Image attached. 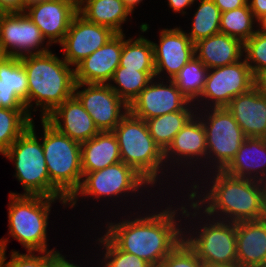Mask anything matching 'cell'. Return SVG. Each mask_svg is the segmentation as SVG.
Instances as JSON below:
<instances>
[{"label": "cell", "mask_w": 266, "mask_h": 267, "mask_svg": "<svg viewBox=\"0 0 266 267\" xmlns=\"http://www.w3.org/2000/svg\"><path fill=\"white\" fill-rule=\"evenodd\" d=\"M216 174L212 179L211 189L205 190V193L198 195V184L191 187L193 190L189 194V201L191 202L192 212H188L186 206L181 205V214L184 218L191 216L197 217V211L201 210L203 206V213L206 216H214L218 220L229 221L232 223H239L244 221L261 220L266 218V194L263 182L246 179L241 177H234L223 170H215ZM198 196V198H197ZM198 200H196V199ZM195 200V201H194ZM204 204V205H203ZM207 204V205H205ZM220 212V214H219ZM220 216V217H219Z\"/></svg>", "instance_id": "6da1fadb"}, {"label": "cell", "mask_w": 266, "mask_h": 267, "mask_svg": "<svg viewBox=\"0 0 266 267\" xmlns=\"http://www.w3.org/2000/svg\"><path fill=\"white\" fill-rule=\"evenodd\" d=\"M178 209L181 210L180 208L172 210L168 206L165 210L148 216L146 214L144 217L139 216L132 220L122 219V222H114L115 224L109 222L104 235L119 250L134 254L153 267H158L184 239L182 225H178L175 219Z\"/></svg>", "instance_id": "7a4b0ae2"}, {"label": "cell", "mask_w": 266, "mask_h": 267, "mask_svg": "<svg viewBox=\"0 0 266 267\" xmlns=\"http://www.w3.org/2000/svg\"><path fill=\"white\" fill-rule=\"evenodd\" d=\"M28 78V114L32 101L41 107L44 119L57 106L74 95L75 72L51 51L20 58ZM30 108V109H29Z\"/></svg>", "instance_id": "3957f363"}, {"label": "cell", "mask_w": 266, "mask_h": 267, "mask_svg": "<svg viewBox=\"0 0 266 267\" xmlns=\"http://www.w3.org/2000/svg\"><path fill=\"white\" fill-rule=\"evenodd\" d=\"M59 199L67 205V198L41 195L9 194V235L17 239L27 252L54 251L47 248L48 216L51 203ZM48 249V250H47Z\"/></svg>", "instance_id": "277c9868"}, {"label": "cell", "mask_w": 266, "mask_h": 267, "mask_svg": "<svg viewBox=\"0 0 266 267\" xmlns=\"http://www.w3.org/2000/svg\"><path fill=\"white\" fill-rule=\"evenodd\" d=\"M112 132L119 145L121 161L154 186L164 169L165 159L164 151L150 135L146 121L128 112Z\"/></svg>", "instance_id": "5b68a950"}, {"label": "cell", "mask_w": 266, "mask_h": 267, "mask_svg": "<svg viewBox=\"0 0 266 267\" xmlns=\"http://www.w3.org/2000/svg\"><path fill=\"white\" fill-rule=\"evenodd\" d=\"M43 153L50 182L69 200L83 180L81 143L57 131L45 119Z\"/></svg>", "instance_id": "8992f818"}, {"label": "cell", "mask_w": 266, "mask_h": 267, "mask_svg": "<svg viewBox=\"0 0 266 267\" xmlns=\"http://www.w3.org/2000/svg\"><path fill=\"white\" fill-rule=\"evenodd\" d=\"M34 130L35 125L32 120L30 126L3 155L14 161L15 177L24 188L23 195L66 198L50 182L43 146Z\"/></svg>", "instance_id": "52a82bcc"}, {"label": "cell", "mask_w": 266, "mask_h": 267, "mask_svg": "<svg viewBox=\"0 0 266 267\" xmlns=\"http://www.w3.org/2000/svg\"><path fill=\"white\" fill-rule=\"evenodd\" d=\"M151 185L143 176H141L133 167L124 162H117L102 170L95 172L83 173V180L79 189L68 200L69 205L73 208L78 195H92L98 200L100 197H119L118 195L139 192L141 187L147 188Z\"/></svg>", "instance_id": "ba28073f"}, {"label": "cell", "mask_w": 266, "mask_h": 267, "mask_svg": "<svg viewBox=\"0 0 266 267\" xmlns=\"http://www.w3.org/2000/svg\"><path fill=\"white\" fill-rule=\"evenodd\" d=\"M211 106L210 104L209 108L212 110L207 112L209 115L200 118L206 134V159L213 158L214 169L223 170L232 161L247 136L226 107Z\"/></svg>", "instance_id": "9c48e42d"}, {"label": "cell", "mask_w": 266, "mask_h": 267, "mask_svg": "<svg viewBox=\"0 0 266 267\" xmlns=\"http://www.w3.org/2000/svg\"><path fill=\"white\" fill-rule=\"evenodd\" d=\"M206 217L208 218L206 221L211 222L209 224L205 222L198 230V234L197 231H193L192 235L190 233L192 230H189L187 237V233L183 231L186 243L196 252L203 263H237L236 223L216 220L215 217L210 220L208 216Z\"/></svg>", "instance_id": "30bf717a"}, {"label": "cell", "mask_w": 266, "mask_h": 267, "mask_svg": "<svg viewBox=\"0 0 266 267\" xmlns=\"http://www.w3.org/2000/svg\"><path fill=\"white\" fill-rule=\"evenodd\" d=\"M255 86V77L245 59L208 69L200 97L213 108L227 107L231 100ZM212 101V102H209Z\"/></svg>", "instance_id": "8fae6325"}, {"label": "cell", "mask_w": 266, "mask_h": 267, "mask_svg": "<svg viewBox=\"0 0 266 267\" xmlns=\"http://www.w3.org/2000/svg\"><path fill=\"white\" fill-rule=\"evenodd\" d=\"M46 39L39 27L24 13H3L0 17V56L21 58L42 54L49 47H41Z\"/></svg>", "instance_id": "7c38bea8"}, {"label": "cell", "mask_w": 266, "mask_h": 267, "mask_svg": "<svg viewBox=\"0 0 266 267\" xmlns=\"http://www.w3.org/2000/svg\"><path fill=\"white\" fill-rule=\"evenodd\" d=\"M82 87L84 90L80 91ZM74 95L92 117L99 131H112L129 112V106L109 84L76 83Z\"/></svg>", "instance_id": "4fadbf2b"}, {"label": "cell", "mask_w": 266, "mask_h": 267, "mask_svg": "<svg viewBox=\"0 0 266 267\" xmlns=\"http://www.w3.org/2000/svg\"><path fill=\"white\" fill-rule=\"evenodd\" d=\"M117 33L106 26L87 21L77 13L60 43L65 53L64 60L71 66H76L83 59L101 48Z\"/></svg>", "instance_id": "5bb4252c"}, {"label": "cell", "mask_w": 266, "mask_h": 267, "mask_svg": "<svg viewBox=\"0 0 266 267\" xmlns=\"http://www.w3.org/2000/svg\"><path fill=\"white\" fill-rule=\"evenodd\" d=\"M152 79L129 105L128 111L137 118L153 117L183 110L191 101L177 88L173 80L168 84Z\"/></svg>", "instance_id": "9a60e30c"}, {"label": "cell", "mask_w": 266, "mask_h": 267, "mask_svg": "<svg viewBox=\"0 0 266 267\" xmlns=\"http://www.w3.org/2000/svg\"><path fill=\"white\" fill-rule=\"evenodd\" d=\"M160 32L159 45L152 42L155 78L166 71L170 80L180 72L194 54V43L180 27L163 29Z\"/></svg>", "instance_id": "2e32d148"}, {"label": "cell", "mask_w": 266, "mask_h": 267, "mask_svg": "<svg viewBox=\"0 0 266 267\" xmlns=\"http://www.w3.org/2000/svg\"><path fill=\"white\" fill-rule=\"evenodd\" d=\"M25 13L39 27L42 36L48 39L46 47H50L52 43L63 41L78 8L64 0H44L29 5Z\"/></svg>", "instance_id": "e0dca14e"}, {"label": "cell", "mask_w": 266, "mask_h": 267, "mask_svg": "<svg viewBox=\"0 0 266 267\" xmlns=\"http://www.w3.org/2000/svg\"><path fill=\"white\" fill-rule=\"evenodd\" d=\"M121 53L122 33H117L101 48L75 66V82L109 84L115 70L119 67Z\"/></svg>", "instance_id": "ac0fdd59"}, {"label": "cell", "mask_w": 266, "mask_h": 267, "mask_svg": "<svg viewBox=\"0 0 266 267\" xmlns=\"http://www.w3.org/2000/svg\"><path fill=\"white\" fill-rule=\"evenodd\" d=\"M44 119L57 131L79 143L88 141L100 132L75 95L66 99Z\"/></svg>", "instance_id": "d6986e66"}, {"label": "cell", "mask_w": 266, "mask_h": 267, "mask_svg": "<svg viewBox=\"0 0 266 267\" xmlns=\"http://www.w3.org/2000/svg\"><path fill=\"white\" fill-rule=\"evenodd\" d=\"M247 137L266 138V97L254 86L226 107Z\"/></svg>", "instance_id": "ffe728a7"}, {"label": "cell", "mask_w": 266, "mask_h": 267, "mask_svg": "<svg viewBox=\"0 0 266 267\" xmlns=\"http://www.w3.org/2000/svg\"><path fill=\"white\" fill-rule=\"evenodd\" d=\"M237 264L266 267V218L236 223Z\"/></svg>", "instance_id": "44dd1931"}, {"label": "cell", "mask_w": 266, "mask_h": 267, "mask_svg": "<svg viewBox=\"0 0 266 267\" xmlns=\"http://www.w3.org/2000/svg\"><path fill=\"white\" fill-rule=\"evenodd\" d=\"M201 157L203 158L202 161L207 157L206 134L200 117H196L195 114L175 135L172 143L164 151V159L166 165L168 160L170 163L176 164L179 161L184 163L188 159L193 162L194 158L196 162L198 158L202 159ZM172 159L175 160L172 162Z\"/></svg>", "instance_id": "7402d4cb"}, {"label": "cell", "mask_w": 266, "mask_h": 267, "mask_svg": "<svg viewBox=\"0 0 266 267\" xmlns=\"http://www.w3.org/2000/svg\"><path fill=\"white\" fill-rule=\"evenodd\" d=\"M223 171L234 177L263 182L266 179V138L247 137Z\"/></svg>", "instance_id": "603a6c76"}, {"label": "cell", "mask_w": 266, "mask_h": 267, "mask_svg": "<svg viewBox=\"0 0 266 267\" xmlns=\"http://www.w3.org/2000/svg\"><path fill=\"white\" fill-rule=\"evenodd\" d=\"M244 43L238 38L218 33L194 43L195 56L208 68L233 64L242 59Z\"/></svg>", "instance_id": "cb8c5ba5"}, {"label": "cell", "mask_w": 266, "mask_h": 267, "mask_svg": "<svg viewBox=\"0 0 266 267\" xmlns=\"http://www.w3.org/2000/svg\"><path fill=\"white\" fill-rule=\"evenodd\" d=\"M117 162H121V155L112 131H100L88 141L81 143L83 173L102 170Z\"/></svg>", "instance_id": "d4e9b609"}, {"label": "cell", "mask_w": 266, "mask_h": 267, "mask_svg": "<svg viewBox=\"0 0 266 267\" xmlns=\"http://www.w3.org/2000/svg\"><path fill=\"white\" fill-rule=\"evenodd\" d=\"M78 13L87 21L109 27L116 33H123L122 24L132 14L122 0H83Z\"/></svg>", "instance_id": "484cf974"}, {"label": "cell", "mask_w": 266, "mask_h": 267, "mask_svg": "<svg viewBox=\"0 0 266 267\" xmlns=\"http://www.w3.org/2000/svg\"><path fill=\"white\" fill-rule=\"evenodd\" d=\"M191 105L194 106L190 102L183 110L146 120L150 135L163 151L168 148L175 135L194 115V112L190 107Z\"/></svg>", "instance_id": "4316f807"}, {"label": "cell", "mask_w": 266, "mask_h": 267, "mask_svg": "<svg viewBox=\"0 0 266 267\" xmlns=\"http://www.w3.org/2000/svg\"><path fill=\"white\" fill-rule=\"evenodd\" d=\"M132 39L126 40L122 33V53L119 66L141 72H155L152 41L141 35Z\"/></svg>", "instance_id": "83f0119b"}, {"label": "cell", "mask_w": 266, "mask_h": 267, "mask_svg": "<svg viewBox=\"0 0 266 267\" xmlns=\"http://www.w3.org/2000/svg\"><path fill=\"white\" fill-rule=\"evenodd\" d=\"M155 78V72H141L119 66L109 86L129 106L139 93Z\"/></svg>", "instance_id": "f1b7e54d"}, {"label": "cell", "mask_w": 266, "mask_h": 267, "mask_svg": "<svg viewBox=\"0 0 266 267\" xmlns=\"http://www.w3.org/2000/svg\"><path fill=\"white\" fill-rule=\"evenodd\" d=\"M208 68L196 57L186 63L172 79L177 88L193 103L200 101ZM195 99V100H194Z\"/></svg>", "instance_id": "f546056e"}, {"label": "cell", "mask_w": 266, "mask_h": 267, "mask_svg": "<svg viewBox=\"0 0 266 267\" xmlns=\"http://www.w3.org/2000/svg\"><path fill=\"white\" fill-rule=\"evenodd\" d=\"M32 120L27 109L0 107V153L2 155L24 133Z\"/></svg>", "instance_id": "4dcf8cb0"}, {"label": "cell", "mask_w": 266, "mask_h": 267, "mask_svg": "<svg viewBox=\"0 0 266 267\" xmlns=\"http://www.w3.org/2000/svg\"><path fill=\"white\" fill-rule=\"evenodd\" d=\"M194 14L191 32L186 33L193 43L220 33L221 11L213 0H200Z\"/></svg>", "instance_id": "1f68e13d"}, {"label": "cell", "mask_w": 266, "mask_h": 267, "mask_svg": "<svg viewBox=\"0 0 266 267\" xmlns=\"http://www.w3.org/2000/svg\"><path fill=\"white\" fill-rule=\"evenodd\" d=\"M254 16L249 4L221 13L220 33L238 38L243 43L257 30H254Z\"/></svg>", "instance_id": "d6a6232c"}, {"label": "cell", "mask_w": 266, "mask_h": 267, "mask_svg": "<svg viewBox=\"0 0 266 267\" xmlns=\"http://www.w3.org/2000/svg\"><path fill=\"white\" fill-rule=\"evenodd\" d=\"M0 79L25 102L28 112V78L20 58L0 56Z\"/></svg>", "instance_id": "836d02e7"}, {"label": "cell", "mask_w": 266, "mask_h": 267, "mask_svg": "<svg viewBox=\"0 0 266 267\" xmlns=\"http://www.w3.org/2000/svg\"><path fill=\"white\" fill-rule=\"evenodd\" d=\"M245 61L254 77L266 70V34L257 31L244 42ZM254 63V64H253Z\"/></svg>", "instance_id": "e575fe53"}, {"label": "cell", "mask_w": 266, "mask_h": 267, "mask_svg": "<svg viewBox=\"0 0 266 267\" xmlns=\"http://www.w3.org/2000/svg\"><path fill=\"white\" fill-rule=\"evenodd\" d=\"M106 250L104 253V266L102 267H153L147 261L134 254L119 250L105 235L97 239Z\"/></svg>", "instance_id": "d590c367"}, {"label": "cell", "mask_w": 266, "mask_h": 267, "mask_svg": "<svg viewBox=\"0 0 266 267\" xmlns=\"http://www.w3.org/2000/svg\"><path fill=\"white\" fill-rule=\"evenodd\" d=\"M7 243L8 238L0 239V246L4 249L2 267H50V251L39 252L38 256H35V252L20 254L18 251L12 250L11 259L5 263Z\"/></svg>", "instance_id": "8d00e7d4"}, {"label": "cell", "mask_w": 266, "mask_h": 267, "mask_svg": "<svg viewBox=\"0 0 266 267\" xmlns=\"http://www.w3.org/2000/svg\"><path fill=\"white\" fill-rule=\"evenodd\" d=\"M158 267H203V262L183 239Z\"/></svg>", "instance_id": "74e56055"}, {"label": "cell", "mask_w": 266, "mask_h": 267, "mask_svg": "<svg viewBox=\"0 0 266 267\" xmlns=\"http://www.w3.org/2000/svg\"><path fill=\"white\" fill-rule=\"evenodd\" d=\"M0 107L5 109H26L25 102L0 79Z\"/></svg>", "instance_id": "f35d334b"}, {"label": "cell", "mask_w": 266, "mask_h": 267, "mask_svg": "<svg viewBox=\"0 0 266 267\" xmlns=\"http://www.w3.org/2000/svg\"><path fill=\"white\" fill-rule=\"evenodd\" d=\"M3 13H24V0H0Z\"/></svg>", "instance_id": "ab89813d"}, {"label": "cell", "mask_w": 266, "mask_h": 267, "mask_svg": "<svg viewBox=\"0 0 266 267\" xmlns=\"http://www.w3.org/2000/svg\"><path fill=\"white\" fill-rule=\"evenodd\" d=\"M221 13L245 6L248 0H213Z\"/></svg>", "instance_id": "60d3db41"}, {"label": "cell", "mask_w": 266, "mask_h": 267, "mask_svg": "<svg viewBox=\"0 0 266 267\" xmlns=\"http://www.w3.org/2000/svg\"><path fill=\"white\" fill-rule=\"evenodd\" d=\"M50 267H80L69 262L59 251H50Z\"/></svg>", "instance_id": "b9f144b4"}, {"label": "cell", "mask_w": 266, "mask_h": 267, "mask_svg": "<svg viewBox=\"0 0 266 267\" xmlns=\"http://www.w3.org/2000/svg\"><path fill=\"white\" fill-rule=\"evenodd\" d=\"M248 4L255 21H258L266 14V0H248Z\"/></svg>", "instance_id": "7bdbcfd3"}, {"label": "cell", "mask_w": 266, "mask_h": 267, "mask_svg": "<svg viewBox=\"0 0 266 267\" xmlns=\"http://www.w3.org/2000/svg\"><path fill=\"white\" fill-rule=\"evenodd\" d=\"M196 0H168V5L170 7V9L172 8V10L174 12H181L182 10V14H185L186 12L183 11L184 8L186 9V7H189L191 5H193V3L195 2Z\"/></svg>", "instance_id": "ee69618b"}, {"label": "cell", "mask_w": 266, "mask_h": 267, "mask_svg": "<svg viewBox=\"0 0 266 267\" xmlns=\"http://www.w3.org/2000/svg\"><path fill=\"white\" fill-rule=\"evenodd\" d=\"M255 86L266 97V70L255 77Z\"/></svg>", "instance_id": "f6af8a7d"}, {"label": "cell", "mask_w": 266, "mask_h": 267, "mask_svg": "<svg viewBox=\"0 0 266 267\" xmlns=\"http://www.w3.org/2000/svg\"><path fill=\"white\" fill-rule=\"evenodd\" d=\"M126 7L131 11V13L133 12L134 8L137 6V4H139L141 1L143 0H122Z\"/></svg>", "instance_id": "bcb514c9"}, {"label": "cell", "mask_w": 266, "mask_h": 267, "mask_svg": "<svg viewBox=\"0 0 266 267\" xmlns=\"http://www.w3.org/2000/svg\"><path fill=\"white\" fill-rule=\"evenodd\" d=\"M203 267H241L237 263L235 264H210V263H203Z\"/></svg>", "instance_id": "7dc6e473"}, {"label": "cell", "mask_w": 266, "mask_h": 267, "mask_svg": "<svg viewBox=\"0 0 266 267\" xmlns=\"http://www.w3.org/2000/svg\"><path fill=\"white\" fill-rule=\"evenodd\" d=\"M257 22H259L260 25L258 27H261V29L258 30L266 34V14L262 18H260Z\"/></svg>", "instance_id": "c3c4849f"}, {"label": "cell", "mask_w": 266, "mask_h": 267, "mask_svg": "<svg viewBox=\"0 0 266 267\" xmlns=\"http://www.w3.org/2000/svg\"><path fill=\"white\" fill-rule=\"evenodd\" d=\"M41 1H44V0H24V12L29 5H32L34 3H38Z\"/></svg>", "instance_id": "681fc988"}, {"label": "cell", "mask_w": 266, "mask_h": 267, "mask_svg": "<svg viewBox=\"0 0 266 267\" xmlns=\"http://www.w3.org/2000/svg\"><path fill=\"white\" fill-rule=\"evenodd\" d=\"M3 252H4V249L0 246V267H2V260H3Z\"/></svg>", "instance_id": "f907efd6"}, {"label": "cell", "mask_w": 266, "mask_h": 267, "mask_svg": "<svg viewBox=\"0 0 266 267\" xmlns=\"http://www.w3.org/2000/svg\"><path fill=\"white\" fill-rule=\"evenodd\" d=\"M73 3L77 8L79 7V0H64Z\"/></svg>", "instance_id": "816d5d0a"}, {"label": "cell", "mask_w": 266, "mask_h": 267, "mask_svg": "<svg viewBox=\"0 0 266 267\" xmlns=\"http://www.w3.org/2000/svg\"><path fill=\"white\" fill-rule=\"evenodd\" d=\"M263 185H264V190H265V194H266V179L263 181Z\"/></svg>", "instance_id": "f5cc1de1"}]
</instances>
